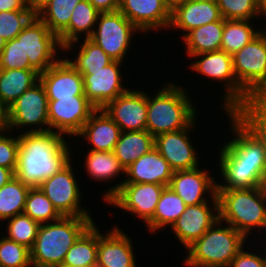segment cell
<instances>
[{
    "instance_id": "18",
    "label": "cell",
    "mask_w": 266,
    "mask_h": 267,
    "mask_svg": "<svg viewBox=\"0 0 266 267\" xmlns=\"http://www.w3.org/2000/svg\"><path fill=\"white\" fill-rule=\"evenodd\" d=\"M212 200V202H211ZM210 202V203H209ZM219 219L217 194L210 201L187 206L182 215L169 228L184 249L199 239Z\"/></svg>"
},
{
    "instance_id": "52",
    "label": "cell",
    "mask_w": 266,
    "mask_h": 267,
    "mask_svg": "<svg viewBox=\"0 0 266 267\" xmlns=\"http://www.w3.org/2000/svg\"><path fill=\"white\" fill-rule=\"evenodd\" d=\"M5 44H6V40L0 35V55L4 50Z\"/></svg>"
},
{
    "instance_id": "15",
    "label": "cell",
    "mask_w": 266,
    "mask_h": 267,
    "mask_svg": "<svg viewBox=\"0 0 266 267\" xmlns=\"http://www.w3.org/2000/svg\"><path fill=\"white\" fill-rule=\"evenodd\" d=\"M165 187L152 183H122L121 188L106 203L135 215L146 224L153 217Z\"/></svg>"
},
{
    "instance_id": "2",
    "label": "cell",
    "mask_w": 266,
    "mask_h": 267,
    "mask_svg": "<svg viewBox=\"0 0 266 267\" xmlns=\"http://www.w3.org/2000/svg\"><path fill=\"white\" fill-rule=\"evenodd\" d=\"M18 136L19 148L15 177L30 187H38L44 180L64 168L72 158H75L71 157L72 148L69 146H72V143L69 139L67 141L61 133L49 130L23 132Z\"/></svg>"
},
{
    "instance_id": "42",
    "label": "cell",
    "mask_w": 266,
    "mask_h": 267,
    "mask_svg": "<svg viewBox=\"0 0 266 267\" xmlns=\"http://www.w3.org/2000/svg\"><path fill=\"white\" fill-rule=\"evenodd\" d=\"M0 69H34L30 65L21 40L14 38L6 41L4 50L0 55Z\"/></svg>"
},
{
    "instance_id": "48",
    "label": "cell",
    "mask_w": 266,
    "mask_h": 267,
    "mask_svg": "<svg viewBox=\"0 0 266 267\" xmlns=\"http://www.w3.org/2000/svg\"><path fill=\"white\" fill-rule=\"evenodd\" d=\"M13 177H15V173L11 169L0 166V188L8 183Z\"/></svg>"
},
{
    "instance_id": "19",
    "label": "cell",
    "mask_w": 266,
    "mask_h": 267,
    "mask_svg": "<svg viewBox=\"0 0 266 267\" xmlns=\"http://www.w3.org/2000/svg\"><path fill=\"white\" fill-rule=\"evenodd\" d=\"M142 90L130 87L102 108L121 132L146 130L147 93Z\"/></svg>"
},
{
    "instance_id": "35",
    "label": "cell",
    "mask_w": 266,
    "mask_h": 267,
    "mask_svg": "<svg viewBox=\"0 0 266 267\" xmlns=\"http://www.w3.org/2000/svg\"><path fill=\"white\" fill-rule=\"evenodd\" d=\"M29 189L16 177L0 188V223L24 212Z\"/></svg>"
},
{
    "instance_id": "5",
    "label": "cell",
    "mask_w": 266,
    "mask_h": 267,
    "mask_svg": "<svg viewBox=\"0 0 266 267\" xmlns=\"http://www.w3.org/2000/svg\"><path fill=\"white\" fill-rule=\"evenodd\" d=\"M92 217H65L40 224L30 249L32 267H60L76 240L94 223Z\"/></svg>"
},
{
    "instance_id": "34",
    "label": "cell",
    "mask_w": 266,
    "mask_h": 267,
    "mask_svg": "<svg viewBox=\"0 0 266 267\" xmlns=\"http://www.w3.org/2000/svg\"><path fill=\"white\" fill-rule=\"evenodd\" d=\"M256 21L224 20L221 50L233 55L260 34Z\"/></svg>"
},
{
    "instance_id": "36",
    "label": "cell",
    "mask_w": 266,
    "mask_h": 267,
    "mask_svg": "<svg viewBox=\"0 0 266 267\" xmlns=\"http://www.w3.org/2000/svg\"><path fill=\"white\" fill-rule=\"evenodd\" d=\"M81 0H51L36 15L57 36L69 25L71 14Z\"/></svg>"
},
{
    "instance_id": "16",
    "label": "cell",
    "mask_w": 266,
    "mask_h": 267,
    "mask_svg": "<svg viewBox=\"0 0 266 267\" xmlns=\"http://www.w3.org/2000/svg\"><path fill=\"white\" fill-rule=\"evenodd\" d=\"M198 122L200 121L196 118L185 129L155 136L154 148L167 160L173 171L193 169L201 165L198 149L193 146L192 138L189 136L195 128L197 129Z\"/></svg>"
},
{
    "instance_id": "54",
    "label": "cell",
    "mask_w": 266,
    "mask_h": 267,
    "mask_svg": "<svg viewBox=\"0 0 266 267\" xmlns=\"http://www.w3.org/2000/svg\"><path fill=\"white\" fill-rule=\"evenodd\" d=\"M260 241H261V242H263V241H264L263 243H265V242H266V238H264V240H262V239H261Z\"/></svg>"
},
{
    "instance_id": "43",
    "label": "cell",
    "mask_w": 266,
    "mask_h": 267,
    "mask_svg": "<svg viewBox=\"0 0 266 267\" xmlns=\"http://www.w3.org/2000/svg\"><path fill=\"white\" fill-rule=\"evenodd\" d=\"M14 135L13 132L11 133L6 128L0 129V166L11 169L15 173L18 159L19 136L17 134Z\"/></svg>"
},
{
    "instance_id": "41",
    "label": "cell",
    "mask_w": 266,
    "mask_h": 267,
    "mask_svg": "<svg viewBox=\"0 0 266 267\" xmlns=\"http://www.w3.org/2000/svg\"><path fill=\"white\" fill-rule=\"evenodd\" d=\"M34 16L30 10L0 12V35L6 41L16 38Z\"/></svg>"
},
{
    "instance_id": "11",
    "label": "cell",
    "mask_w": 266,
    "mask_h": 267,
    "mask_svg": "<svg viewBox=\"0 0 266 267\" xmlns=\"http://www.w3.org/2000/svg\"><path fill=\"white\" fill-rule=\"evenodd\" d=\"M72 161L59 172L44 180L38 187L62 216L92 217L90 211L81 205L83 192L78 183L79 179H76Z\"/></svg>"
},
{
    "instance_id": "9",
    "label": "cell",
    "mask_w": 266,
    "mask_h": 267,
    "mask_svg": "<svg viewBox=\"0 0 266 267\" xmlns=\"http://www.w3.org/2000/svg\"><path fill=\"white\" fill-rule=\"evenodd\" d=\"M5 128L18 134L49 131L48 97L40 80L8 108Z\"/></svg>"
},
{
    "instance_id": "45",
    "label": "cell",
    "mask_w": 266,
    "mask_h": 267,
    "mask_svg": "<svg viewBox=\"0 0 266 267\" xmlns=\"http://www.w3.org/2000/svg\"><path fill=\"white\" fill-rule=\"evenodd\" d=\"M100 13L119 10L118 0H88Z\"/></svg>"
},
{
    "instance_id": "7",
    "label": "cell",
    "mask_w": 266,
    "mask_h": 267,
    "mask_svg": "<svg viewBox=\"0 0 266 267\" xmlns=\"http://www.w3.org/2000/svg\"><path fill=\"white\" fill-rule=\"evenodd\" d=\"M247 240L250 239L230 224L218 219L199 239L185 249L187 256L183 259V264L186 267H228L245 247Z\"/></svg>"
},
{
    "instance_id": "24",
    "label": "cell",
    "mask_w": 266,
    "mask_h": 267,
    "mask_svg": "<svg viewBox=\"0 0 266 267\" xmlns=\"http://www.w3.org/2000/svg\"><path fill=\"white\" fill-rule=\"evenodd\" d=\"M221 19L216 0H189L171 11L169 29L182 31V39L191 30Z\"/></svg>"
},
{
    "instance_id": "10",
    "label": "cell",
    "mask_w": 266,
    "mask_h": 267,
    "mask_svg": "<svg viewBox=\"0 0 266 267\" xmlns=\"http://www.w3.org/2000/svg\"><path fill=\"white\" fill-rule=\"evenodd\" d=\"M137 32L142 33L118 10L99 13L90 39L113 60L124 62Z\"/></svg>"
},
{
    "instance_id": "51",
    "label": "cell",
    "mask_w": 266,
    "mask_h": 267,
    "mask_svg": "<svg viewBox=\"0 0 266 267\" xmlns=\"http://www.w3.org/2000/svg\"><path fill=\"white\" fill-rule=\"evenodd\" d=\"M257 10L259 14V19L266 20V0H257Z\"/></svg>"
},
{
    "instance_id": "6",
    "label": "cell",
    "mask_w": 266,
    "mask_h": 267,
    "mask_svg": "<svg viewBox=\"0 0 266 267\" xmlns=\"http://www.w3.org/2000/svg\"><path fill=\"white\" fill-rule=\"evenodd\" d=\"M219 219L247 239L266 231V185L250 189H217ZM254 230V231H253Z\"/></svg>"
},
{
    "instance_id": "53",
    "label": "cell",
    "mask_w": 266,
    "mask_h": 267,
    "mask_svg": "<svg viewBox=\"0 0 266 267\" xmlns=\"http://www.w3.org/2000/svg\"><path fill=\"white\" fill-rule=\"evenodd\" d=\"M263 22H266V20H264ZM263 24H265V25H262L263 26V29L262 30H260V33H261V35L265 38V40H266V23H263Z\"/></svg>"
},
{
    "instance_id": "33",
    "label": "cell",
    "mask_w": 266,
    "mask_h": 267,
    "mask_svg": "<svg viewBox=\"0 0 266 267\" xmlns=\"http://www.w3.org/2000/svg\"><path fill=\"white\" fill-rule=\"evenodd\" d=\"M87 155L83 164L87 169V175L96 183L116 181L119 176L125 177V169L113 151H86ZM115 178V179H114Z\"/></svg>"
},
{
    "instance_id": "31",
    "label": "cell",
    "mask_w": 266,
    "mask_h": 267,
    "mask_svg": "<svg viewBox=\"0 0 266 267\" xmlns=\"http://www.w3.org/2000/svg\"><path fill=\"white\" fill-rule=\"evenodd\" d=\"M93 223L72 245L60 267H97L98 225Z\"/></svg>"
},
{
    "instance_id": "13",
    "label": "cell",
    "mask_w": 266,
    "mask_h": 267,
    "mask_svg": "<svg viewBox=\"0 0 266 267\" xmlns=\"http://www.w3.org/2000/svg\"><path fill=\"white\" fill-rule=\"evenodd\" d=\"M96 109L86 96L48 98L49 130L76 137Z\"/></svg>"
},
{
    "instance_id": "12",
    "label": "cell",
    "mask_w": 266,
    "mask_h": 267,
    "mask_svg": "<svg viewBox=\"0 0 266 267\" xmlns=\"http://www.w3.org/2000/svg\"><path fill=\"white\" fill-rule=\"evenodd\" d=\"M16 39L21 40L30 65L38 73L44 72L56 63L63 52L58 36L51 32L36 15L16 36Z\"/></svg>"
},
{
    "instance_id": "32",
    "label": "cell",
    "mask_w": 266,
    "mask_h": 267,
    "mask_svg": "<svg viewBox=\"0 0 266 267\" xmlns=\"http://www.w3.org/2000/svg\"><path fill=\"white\" fill-rule=\"evenodd\" d=\"M78 41L81 42L79 43ZM78 44H80L79 47L76 46ZM75 47L78 49L76 50L77 55L72 58L73 60L68 56H66V59L76 70H98L113 61V59L90 38H82V40L79 39L67 44L63 47V52L68 53L70 51L69 53H71L72 49Z\"/></svg>"
},
{
    "instance_id": "47",
    "label": "cell",
    "mask_w": 266,
    "mask_h": 267,
    "mask_svg": "<svg viewBox=\"0 0 266 267\" xmlns=\"http://www.w3.org/2000/svg\"><path fill=\"white\" fill-rule=\"evenodd\" d=\"M51 0H26L27 8L37 15Z\"/></svg>"
},
{
    "instance_id": "21",
    "label": "cell",
    "mask_w": 266,
    "mask_h": 267,
    "mask_svg": "<svg viewBox=\"0 0 266 267\" xmlns=\"http://www.w3.org/2000/svg\"><path fill=\"white\" fill-rule=\"evenodd\" d=\"M118 5L119 11L144 34L169 29L171 11L164 0H118Z\"/></svg>"
},
{
    "instance_id": "38",
    "label": "cell",
    "mask_w": 266,
    "mask_h": 267,
    "mask_svg": "<svg viewBox=\"0 0 266 267\" xmlns=\"http://www.w3.org/2000/svg\"><path fill=\"white\" fill-rule=\"evenodd\" d=\"M5 221H7L4 222L7 223V226H5L7 228L4 230L7 232L3 235L9 240L31 249L36 240L40 224L24 213L18 214Z\"/></svg>"
},
{
    "instance_id": "44",
    "label": "cell",
    "mask_w": 266,
    "mask_h": 267,
    "mask_svg": "<svg viewBox=\"0 0 266 267\" xmlns=\"http://www.w3.org/2000/svg\"><path fill=\"white\" fill-rule=\"evenodd\" d=\"M262 245H264L263 248ZM262 245L260 242V249L257 247L256 253L245 245V250L243 248L230 262L228 267H266V243H262ZM246 248H248L249 251L246 250Z\"/></svg>"
},
{
    "instance_id": "20",
    "label": "cell",
    "mask_w": 266,
    "mask_h": 267,
    "mask_svg": "<svg viewBox=\"0 0 266 267\" xmlns=\"http://www.w3.org/2000/svg\"><path fill=\"white\" fill-rule=\"evenodd\" d=\"M215 180L210 170L207 171L199 165L193 169L174 171L168 186L187 206L198 205L210 201L208 198L212 199L217 194Z\"/></svg>"
},
{
    "instance_id": "17",
    "label": "cell",
    "mask_w": 266,
    "mask_h": 267,
    "mask_svg": "<svg viewBox=\"0 0 266 267\" xmlns=\"http://www.w3.org/2000/svg\"><path fill=\"white\" fill-rule=\"evenodd\" d=\"M173 172L167 160L153 148L125 169L127 178L117 182L118 184L114 183L101 197L106 203L121 188L122 183H152L168 186Z\"/></svg>"
},
{
    "instance_id": "3",
    "label": "cell",
    "mask_w": 266,
    "mask_h": 267,
    "mask_svg": "<svg viewBox=\"0 0 266 267\" xmlns=\"http://www.w3.org/2000/svg\"><path fill=\"white\" fill-rule=\"evenodd\" d=\"M159 89L147 93L146 130L154 137L187 128L199 114L187 87L168 81Z\"/></svg>"
},
{
    "instance_id": "25",
    "label": "cell",
    "mask_w": 266,
    "mask_h": 267,
    "mask_svg": "<svg viewBox=\"0 0 266 267\" xmlns=\"http://www.w3.org/2000/svg\"><path fill=\"white\" fill-rule=\"evenodd\" d=\"M121 130L103 109H96L76 135L83 137L90 151H113Z\"/></svg>"
},
{
    "instance_id": "29",
    "label": "cell",
    "mask_w": 266,
    "mask_h": 267,
    "mask_svg": "<svg viewBox=\"0 0 266 267\" xmlns=\"http://www.w3.org/2000/svg\"><path fill=\"white\" fill-rule=\"evenodd\" d=\"M39 74L35 69H0V98L7 109L39 81Z\"/></svg>"
},
{
    "instance_id": "8",
    "label": "cell",
    "mask_w": 266,
    "mask_h": 267,
    "mask_svg": "<svg viewBox=\"0 0 266 267\" xmlns=\"http://www.w3.org/2000/svg\"><path fill=\"white\" fill-rule=\"evenodd\" d=\"M233 56L239 85L263 108L266 105V40L261 33Z\"/></svg>"
},
{
    "instance_id": "30",
    "label": "cell",
    "mask_w": 266,
    "mask_h": 267,
    "mask_svg": "<svg viewBox=\"0 0 266 267\" xmlns=\"http://www.w3.org/2000/svg\"><path fill=\"white\" fill-rule=\"evenodd\" d=\"M187 205L169 186L163 189L157 203L153 217L146 223L148 233L154 235L157 230L163 231L166 227H171L174 222L182 215Z\"/></svg>"
},
{
    "instance_id": "14",
    "label": "cell",
    "mask_w": 266,
    "mask_h": 267,
    "mask_svg": "<svg viewBox=\"0 0 266 267\" xmlns=\"http://www.w3.org/2000/svg\"><path fill=\"white\" fill-rule=\"evenodd\" d=\"M123 63L125 62L113 60L102 69L77 70L83 76L84 95L97 109H102L129 89L123 84Z\"/></svg>"
},
{
    "instance_id": "26",
    "label": "cell",
    "mask_w": 266,
    "mask_h": 267,
    "mask_svg": "<svg viewBox=\"0 0 266 267\" xmlns=\"http://www.w3.org/2000/svg\"><path fill=\"white\" fill-rule=\"evenodd\" d=\"M99 13L88 0L78 2L72 11L69 25L58 35L61 46L64 47L82 38H90Z\"/></svg>"
},
{
    "instance_id": "50",
    "label": "cell",
    "mask_w": 266,
    "mask_h": 267,
    "mask_svg": "<svg viewBox=\"0 0 266 267\" xmlns=\"http://www.w3.org/2000/svg\"><path fill=\"white\" fill-rule=\"evenodd\" d=\"M189 0H164L165 5L170 11H173L176 7L185 4Z\"/></svg>"
},
{
    "instance_id": "22",
    "label": "cell",
    "mask_w": 266,
    "mask_h": 267,
    "mask_svg": "<svg viewBox=\"0 0 266 267\" xmlns=\"http://www.w3.org/2000/svg\"><path fill=\"white\" fill-rule=\"evenodd\" d=\"M102 232L98 229L97 267H137L136 249L126 231L116 225Z\"/></svg>"
},
{
    "instance_id": "39",
    "label": "cell",
    "mask_w": 266,
    "mask_h": 267,
    "mask_svg": "<svg viewBox=\"0 0 266 267\" xmlns=\"http://www.w3.org/2000/svg\"><path fill=\"white\" fill-rule=\"evenodd\" d=\"M224 20H250L260 19L257 10V0H216Z\"/></svg>"
},
{
    "instance_id": "1",
    "label": "cell",
    "mask_w": 266,
    "mask_h": 267,
    "mask_svg": "<svg viewBox=\"0 0 266 267\" xmlns=\"http://www.w3.org/2000/svg\"><path fill=\"white\" fill-rule=\"evenodd\" d=\"M225 114L229 117L230 122L227 124L232 134L228 138L230 141H224L218 151L216 168L222 182L217 180V189L265 186L266 112L262 110Z\"/></svg>"
},
{
    "instance_id": "4",
    "label": "cell",
    "mask_w": 266,
    "mask_h": 267,
    "mask_svg": "<svg viewBox=\"0 0 266 267\" xmlns=\"http://www.w3.org/2000/svg\"><path fill=\"white\" fill-rule=\"evenodd\" d=\"M189 69L209 80L221 82L225 93H222V113L258 112L262 107L239 85L234 70L233 56L223 50L196 54L191 57ZM223 103V104H222Z\"/></svg>"
},
{
    "instance_id": "28",
    "label": "cell",
    "mask_w": 266,
    "mask_h": 267,
    "mask_svg": "<svg viewBox=\"0 0 266 267\" xmlns=\"http://www.w3.org/2000/svg\"><path fill=\"white\" fill-rule=\"evenodd\" d=\"M155 145V137L147 130L121 132L114 147V155L126 169L139 157L149 153Z\"/></svg>"
},
{
    "instance_id": "40",
    "label": "cell",
    "mask_w": 266,
    "mask_h": 267,
    "mask_svg": "<svg viewBox=\"0 0 266 267\" xmlns=\"http://www.w3.org/2000/svg\"><path fill=\"white\" fill-rule=\"evenodd\" d=\"M2 236H0V267H32L30 249Z\"/></svg>"
},
{
    "instance_id": "46",
    "label": "cell",
    "mask_w": 266,
    "mask_h": 267,
    "mask_svg": "<svg viewBox=\"0 0 266 267\" xmlns=\"http://www.w3.org/2000/svg\"><path fill=\"white\" fill-rule=\"evenodd\" d=\"M15 10H29L26 0H0V12Z\"/></svg>"
},
{
    "instance_id": "37",
    "label": "cell",
    "mask_w": 266,
    "mask_h": 267,
    "mask_svg": "<svg viewBox=\"0 0 266 267\" xmlns=\"http://www.w3.org/2000/svg\"><path fill=\"white\" fill-rule=\"evenodd\" d=\"M23 213L39 224L55 222L63 217L39 187H30Z\"/></svg>"
},
{
    "instance_id": "27",
    "label": "cell",
    "mask_w": 266,
    "mask_h": 267,
    "mask_svg": "<svg viewBox=\"0 0 266 267\" xmlns=\"http://www.w3.org/2000/svg\"><path fill=\"white\" fill-rule=\"evenodd\" d=\"M224 19L208 23L188 32L183 38L186 56L221 50Z\"/></svg>"
},
{
    "instance_id": "23",
    "label": "cell",
    "mask_w": 266,
    "mask_h": 267,
    "mask_svg": "<svg viewBox=\"0 0 266 267\" xmlns=\"http://www.w3.org/2000/svg\"><path fill=\"white\" fill-rule=\"evenodd\" d=\"M39 74L48 98H73L84 95L83 76L64 58Z\"/></svg>"
},
{
    "instance_id": "49",
    "label": "cell",
    "mask_w": 266,
    "mask_h": 267,
    "mask_svg": "<svg viewBox=\"0 0 266 267\" xmlns=\"http://www.w3.org/2000/svg\"><path fill=\"white\" fill-rule=\"evenodd\" d=\"M7 116H8V109L2 103L1 98H0V129L5 128Z\"/></svg>"
}]
</instances>
